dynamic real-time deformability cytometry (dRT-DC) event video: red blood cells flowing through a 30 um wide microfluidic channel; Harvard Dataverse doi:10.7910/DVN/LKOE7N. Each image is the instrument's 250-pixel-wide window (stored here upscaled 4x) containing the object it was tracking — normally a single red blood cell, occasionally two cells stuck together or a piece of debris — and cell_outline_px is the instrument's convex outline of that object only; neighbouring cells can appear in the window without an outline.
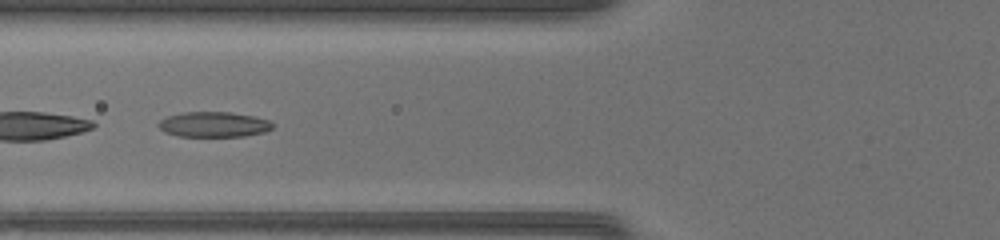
{"species": "common noctule bat (a hibernating species)", "species_latin": "Nyctalus noctula", "temperature_condition": "warm", "stored_images_in_passage": 30, "camera_frame_rate_fps": 3000, "um_per_image_px": 0.085, "animal": {"sex": "female", "body_mass_g": 17.0, "forearm_length_mm": 48.0}, "frame": {"image": 1, "passage_image": 3, "time_ms": 0.667, "image_size_px": [1000, 240], "cell_outline_px": [[272, 128], [264, 132], [244, 136], [176, 136], [164, 132], [156, 124], [160, 120], [168, 116], [184, 112], [232, 112], [252, 116], [268, 120], [272, 124]], "centroid_in_image_um": [18.12, 10.58], "position_along_channel_um": 107.7, "area_um2": 16.7}}
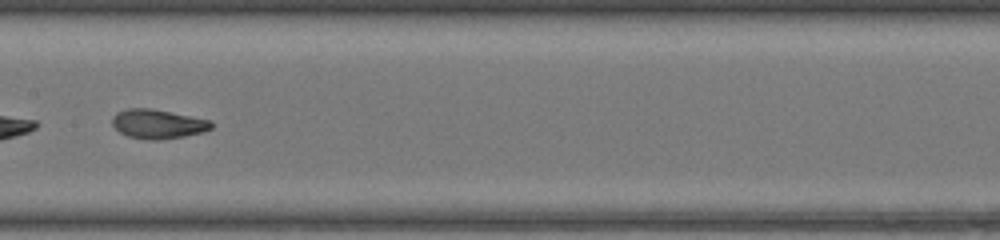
{"frame": {"image": 2, "passage_image": 9, "time_ms": 2.667, "image_size_px": [1000, 240], "cell_outline_px": [[212, 128], [204, 132], [184, 136], [160, 140], [148, 140], [128, 136], [120, 132], [112, 124], [112, 116], [116, 112], [128, 108], [152, 108], [212, 120]], "centroid_in_image_um": [13.42, 10.53], "position_along_channel_um": 194.0, "area_um2": 17.05}}
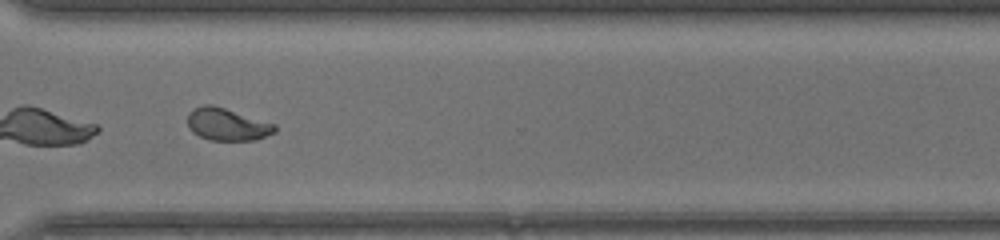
{"frame": {"image": 3, "passage_image": 20, "time_ms": 6.333, "image_size_px": [1000, 240], "cell_outline_px": [[276, 132], [256, 140], [208, 140], [192, 132], [188, 128], [188, 112], [204, 104], [212, 104], [276, 124]], "centroid_in_image_um": [19.31, 10.58], "position_along_channel_um": 351.3, "area_um2": 16.47}}